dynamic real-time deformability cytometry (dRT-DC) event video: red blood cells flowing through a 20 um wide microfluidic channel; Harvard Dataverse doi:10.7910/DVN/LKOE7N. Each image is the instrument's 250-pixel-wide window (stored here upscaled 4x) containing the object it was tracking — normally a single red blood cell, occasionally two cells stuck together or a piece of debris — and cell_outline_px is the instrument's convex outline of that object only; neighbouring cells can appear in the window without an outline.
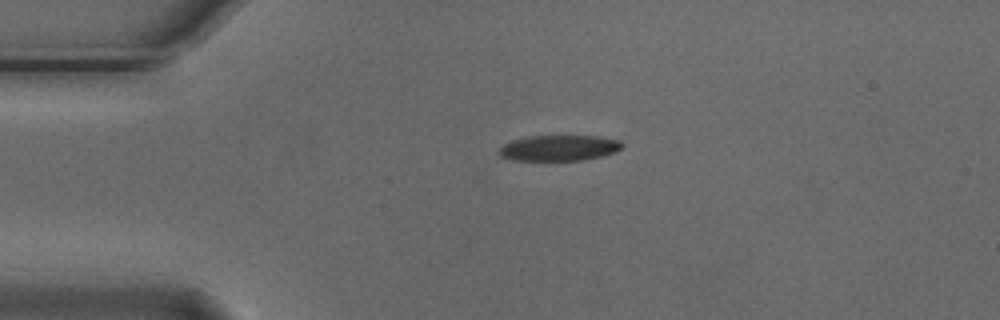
{"species": "Egyptian fruit bat (a non-hibernating species)", "species_latin": "Rousettus aegyptiacus", "temperature_condition": "cold", "stored_images_in_passage": 2, "camera_frame_rate_fps": 3000, "um_per_image_px": 0.085, "animal": {"sex": "male"}, "frame": {"image": 1, "passage_image": 1, "time_ms": 0.0, "image_size_px": [1000, 320], "cell_outline_px": [[624, 144], [616, 152], [604, 156], [584, 160], [512, 160], [500, 156], [496, 152], [504, 144], [512, 140], [532, 136], [600, 136], [620, 140]], "centroid_in_image_um": [47.54, 12.58], "position_along_channel_um": 37.5, "area_um2": 18.55}}